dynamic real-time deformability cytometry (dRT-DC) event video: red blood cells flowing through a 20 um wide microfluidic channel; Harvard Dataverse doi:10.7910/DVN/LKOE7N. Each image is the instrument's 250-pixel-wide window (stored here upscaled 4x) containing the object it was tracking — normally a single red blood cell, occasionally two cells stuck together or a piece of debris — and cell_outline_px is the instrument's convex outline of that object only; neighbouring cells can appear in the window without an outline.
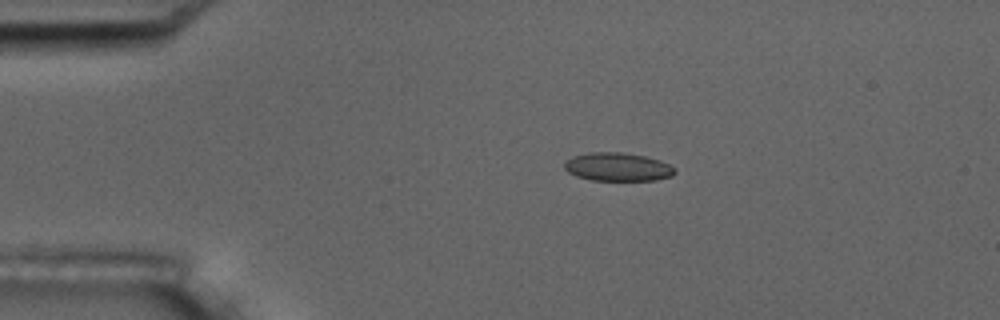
{"species": "common noctule bat (a hibernating species)", "species_latin": "Nyctalus noctula", "temperature_condition": "room temperature", "stored_images_in_passage": 7, "camera_frame_rate_fps": 3000, "um_per_image_px": 0.085, "animal": {"sex": "male", "body_mass_g": 17.5, "forearm_length_mm": 52.3}, "frame": {"image": 1, "passage_image": 4, "time_ms": 3.667, "image_size_px": [1000, 320], "cell_outline_px": [[676, 172], [672, 176], [656, 180], [592, 180], [576, 176], [568, 172], [564, 168], [564, 160], [572, 156], [592, 152], [624, 152], [644, 156], [660, 160], [676, 168]], "centroid_in_image_um": [52.5, 14.18], "position_along_channel_um": 32.5, "area_um2": 18.38}}